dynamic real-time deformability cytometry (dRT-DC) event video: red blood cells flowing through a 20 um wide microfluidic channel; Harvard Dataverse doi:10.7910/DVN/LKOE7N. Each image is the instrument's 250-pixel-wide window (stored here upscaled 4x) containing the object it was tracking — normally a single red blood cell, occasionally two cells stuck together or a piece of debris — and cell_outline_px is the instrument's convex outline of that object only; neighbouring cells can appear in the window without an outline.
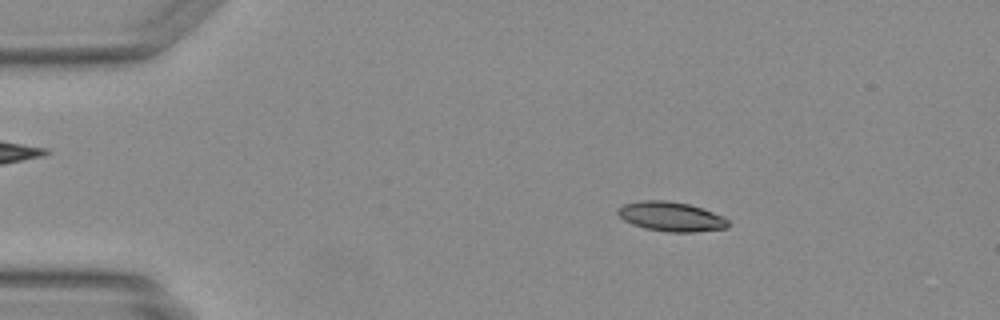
{"species": "Egyptian fruit bat (a non-hibernating species)", "species_latin": "Rousettus aegyptiacus", "temperature_condition": "warm", "stored_images_in_passage": 44, "camera_frame_rate_fps": 3000, "um_per_image_px": 0.085, "animal": {"sex": "female"}, "frame": {"image": 1, "passage_image": 4, "time_ms": 1.0, "image_size_px": [1000, 320], "cell_outline_px": [[728, 228], [696, 232], [668, 232], [644, 228], [632, 224], [624, 220], [616, 212], [616, 208], [624, 204], [640, 200], [664, 200], [688, 204], [724, 216], [728, 220]], "centroid_in_image_um": [57.02, 18.41], "position_along_channel_um": 28.0, "area_um2": 19.02}}
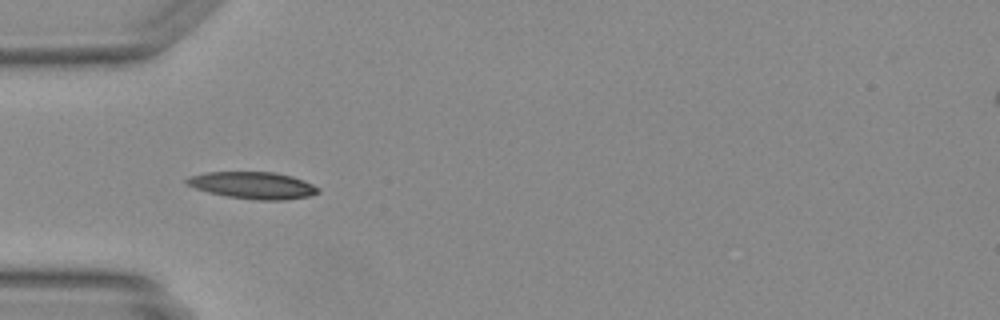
{"frame": {"image": 2, "passage_image": 11, "time_ms": 3.333, "image_size_px": [1000, 320], "cell_outline_px": [[320, 192], [308, 196], [280, 200], [256, 200], [228, 196], [208, 192], [196, 188], [188, 184], [184, 180], [188, 176], [208, 172], [272, 172], [292, 176], [304, 180], [320, 188]], "centroid_in_image_um": [21.51, 15.75], "position_along_channel_um": 63.5, "area_um2": 20.46}}
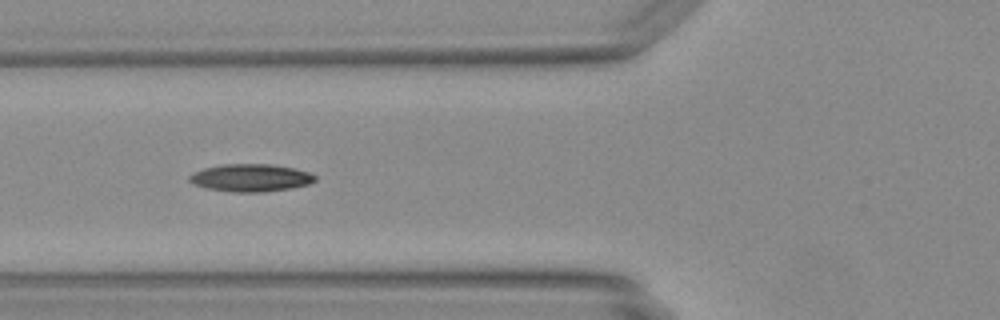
{"frame": {"image": 3, "passage_image": 14, "time_ms": 4.333, "image_size_px": [1000, 320], "cell_outline_px": [[316, 180], [308, 184], [292, 188], [260, 192], [232, 192], [208, 188], [192, 184], [188, 180], [188, 176], [204, 168], [224, 164], [272, 164], [296, 168], [308, 172], [316, 176]], "centroid_in_image_um": [21.32, 15.11], "position_along_channel_um": 104.5, "area_um2": 20.17}}